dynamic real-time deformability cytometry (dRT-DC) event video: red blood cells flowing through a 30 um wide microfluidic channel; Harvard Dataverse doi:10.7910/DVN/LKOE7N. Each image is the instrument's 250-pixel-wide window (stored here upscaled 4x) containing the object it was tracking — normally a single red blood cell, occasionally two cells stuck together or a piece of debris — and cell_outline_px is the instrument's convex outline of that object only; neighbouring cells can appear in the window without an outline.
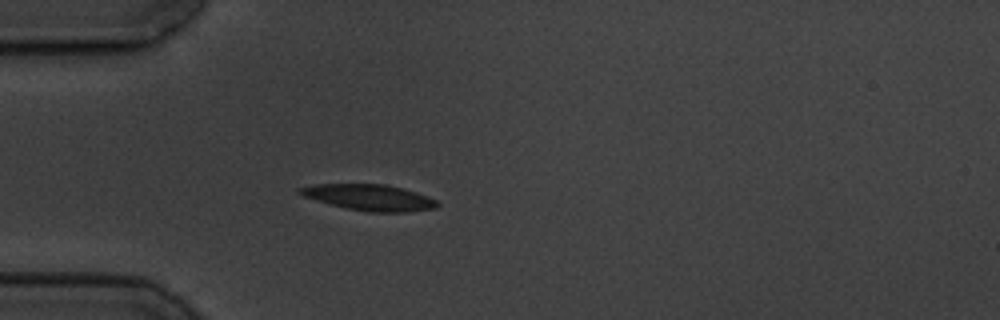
{"species": "common noctule bat (a hibernating species)", "species_latin": "Nyctalus noctula", "temperature_condition": "cold", "stored_images_in_passage": 3, "camera_frame_rate_fps": 3000, "um_per_image_px": 0.085, "animal": {"sex": "male", "body_mass_g": 19.5, "forearm_length_mm": 54.6}, "frame": {"image": 1, "passage_image": 3, "time_ms": 2.0, "image_size_px": [1000, 320], "cell_outline_px": [[440, 204], [436, 208], [408, 212], [368, 212], [348, 208], [316, 200], [304, 196], [296, 192], [296, 188], [316, 184], [384, 184], [404, 188], [428, 196], [436, 200]], "centroid_in_image_um": [31.42, 16.78], "position_along_channel_um": 53.6, "area_um2": 20.87}}